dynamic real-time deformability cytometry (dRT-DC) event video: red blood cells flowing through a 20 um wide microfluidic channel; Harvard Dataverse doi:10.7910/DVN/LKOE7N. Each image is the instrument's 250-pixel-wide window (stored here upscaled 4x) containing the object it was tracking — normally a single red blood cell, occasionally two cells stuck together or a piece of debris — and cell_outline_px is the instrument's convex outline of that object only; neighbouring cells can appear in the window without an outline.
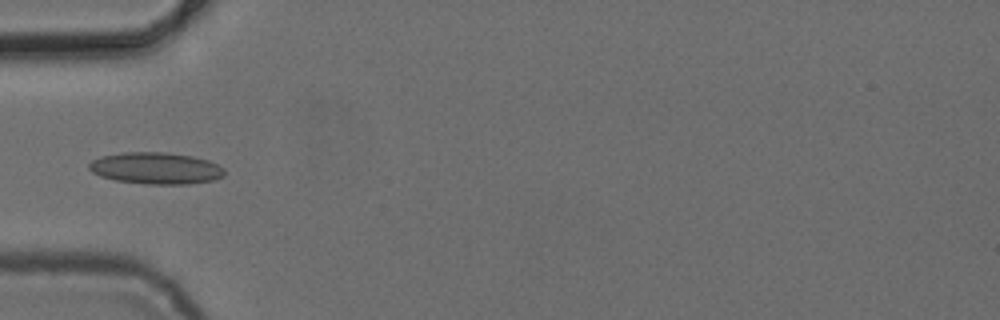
{"species": "common noctule bat (a hibernating species)", "species_latin": "Nyctalus noctula", "temperature_condition": "cold", "stored_images_in_passage": 5, "camera_frame_rate_fps": 3000, "um_per_image_px": 0.085, "animal": {"sex": "female", "body_mass_g": 24.6, "forearm_length_mm": 56.2}, "frame": {"image": 1, "passage_image": 5, "time_ms": 5.667, "image_size_px": [1000, 320], "cell_outline_px": [[224, 176], [212, 180], [188, 184], [144, 184], [116, 180], [100, 176], [92, 172], [88, 168], [88, 164], [92, 160], [100, 156], [124, 152], [164, 152], [192, 156], [208, 160], [224, 168]], "centroid_in_image_um": [13.22, 14.3], "position_along_channel_um": 71.8, "area_um2": 25.03}}